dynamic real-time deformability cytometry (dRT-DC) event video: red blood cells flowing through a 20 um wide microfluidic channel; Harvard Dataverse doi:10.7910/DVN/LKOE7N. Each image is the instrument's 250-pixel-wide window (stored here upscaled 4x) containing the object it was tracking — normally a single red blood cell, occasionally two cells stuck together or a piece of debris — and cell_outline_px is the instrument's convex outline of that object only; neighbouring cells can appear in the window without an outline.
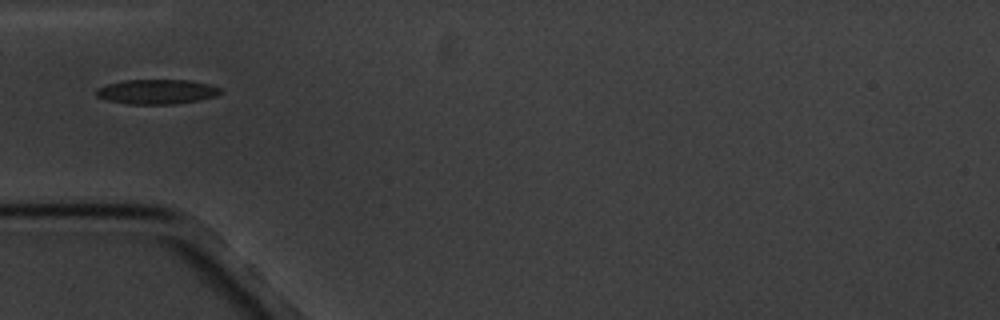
{"species": "common noctule bat (a hibernating species)", "species_latin": "Nyctalus noctula", "temperature_condition": "cold", "stored_images_in_passage": 9, "camera_frame_rate_fps": 3000, "um_per_image_px": 0.085, "animal": {"sex": "male", "body_mass_g": 20.1, "forearm_length_mm": 53.5}, "frame": {"image": 1, "passage_image": 2, "time_ms": 1.333, "image_size_px": [1000, 320], "cell_outline_px": [[220, 92], [216, 96], [200, 100], [176, 104], [128, 104], [108, 100], [96, 96], [96, 88], [108, 84], [124, 80], [188, 80], [208, 84], [220, 88]], "centroid_in_image_um": [13.31, 7.8], "position_along_channel_um": 71.7, "area_um2": 17.8}}
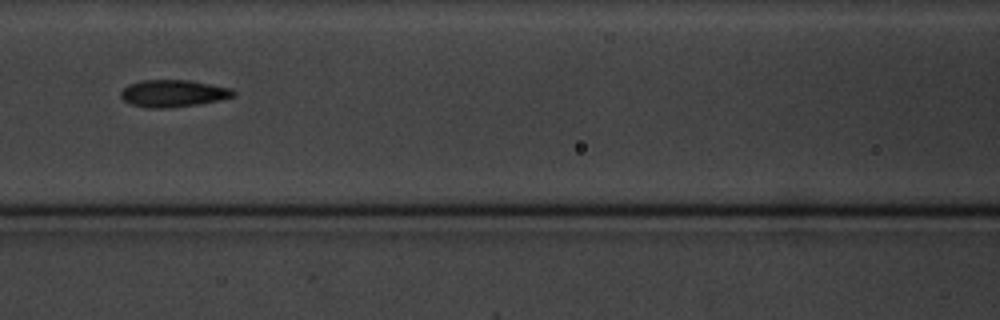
{"frame": {"image": 2, "passage_image": 4, "time_ms": 3.667, "image_size_px": [1000, 320], "cell_outline_px": [[236, 96], [220, 100], [200, 104], [164, 108], [148, 108], [128, 104], [120, 96], [120, 92], [128, 84], [140, 80], [188, 80], [232, 88], [236, 92]], "centroid_in_image_um": [14.72, 7.94], "position_along_channel_um": 151.9, "area_um2": 17.98}}
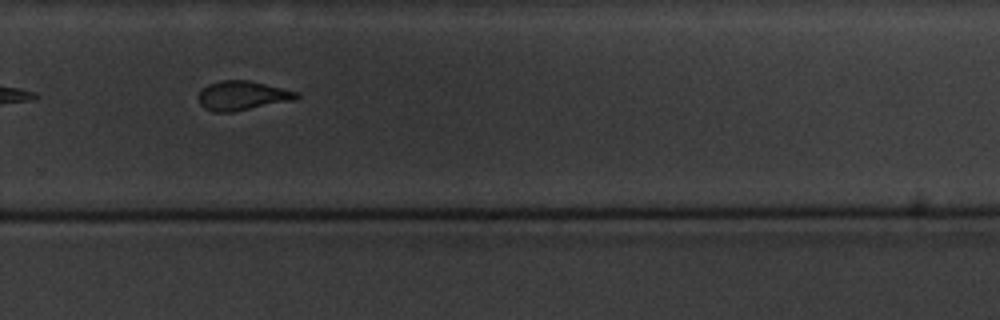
{"frame": {"image": 3, "passage_image": 8, "time_ms": 8.333, "image_size_px": [1000, 320], "cell_outline_px": [[300, 96], [292, 100], [232, 112], [216, 112], [204, 108], [200, 104], [200, 92], [208, 84], [220, 80], [248, 80], [300, 92]], "centroid_in_image_um": [20.61, 8.12], "position_along_channel_um": 309.2, "area_um2": 16.47}}